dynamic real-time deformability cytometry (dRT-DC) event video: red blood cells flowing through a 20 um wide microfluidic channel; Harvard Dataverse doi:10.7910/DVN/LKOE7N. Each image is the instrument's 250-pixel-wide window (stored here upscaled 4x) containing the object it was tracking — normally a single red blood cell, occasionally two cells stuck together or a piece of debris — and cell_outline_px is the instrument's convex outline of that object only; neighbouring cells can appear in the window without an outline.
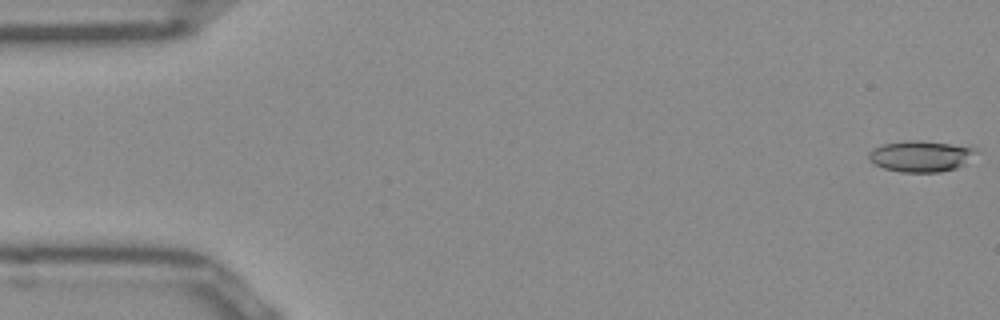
{"species": "Egyptian fruit bat (a non-hibernating species)", "species_latin": "Rousettus aegyptiacus", "temperature_condition": "room temperature", "stored_images_in_passage": 51, "camera_frame_rate_fps": 3000, "um_per_image_px": 0.085, "frame": {"image": 1, "passage_image": 1, "time_ms": 0.0, "image_size_px": [1000, 320], "cell_outline_px": [[980, 152], [964, 164], [956, 168], [940, 172], [900, 172], [884, 168], [876, 164], [868, 156], [868, 152], [872, 148], [884, 144], [912, 140], [916, 140], [948, 144], [976, 148]], "centroid_in_image_um": [78.29, 13.28], "position_along_channel_um": 6.7, "area_um2": 19.25}}
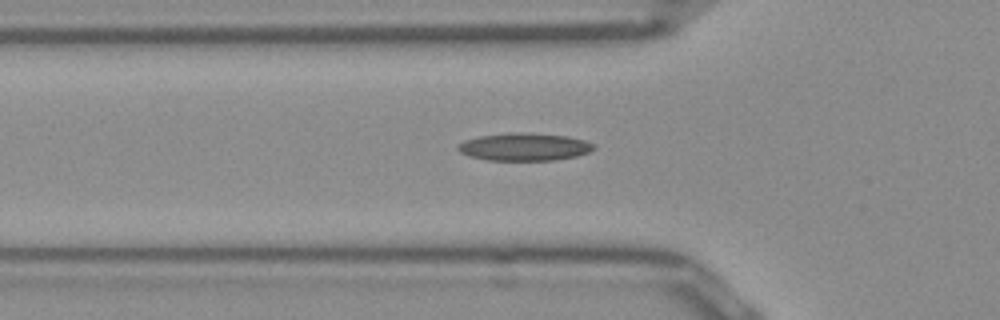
{"frame": {"image": 2, "passage_image": 17, "time_ms": 5.333, "image_size_px": [1000, 320], "cell_outline_px": [[596, 148], [588, 152], [576, 156], [552, 160], [488, 160], [472, 156], [460, 152], [456, 148], [456, 144], [464, 140], [480, 136], [512, 132], [524, 132], [568, 136], [584, 140], [596, 144]], "centroid_in_image_um": [44.57, 12.47], "position_along_channel_um": 81.2, "area_um2": 21.91}}
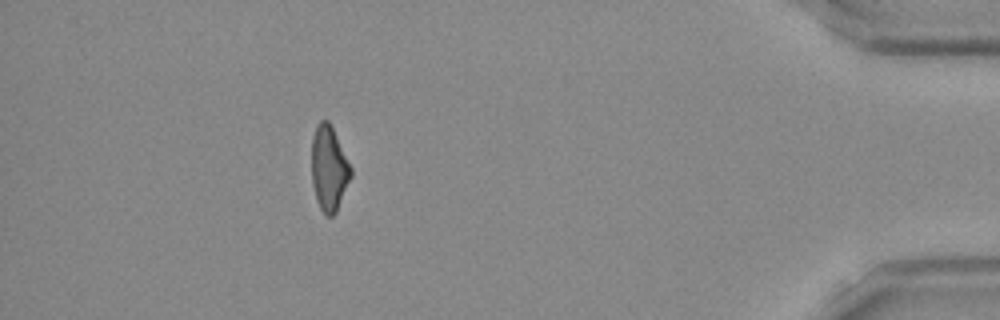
{"frame": {"image": 3, "passage_image": 46, "time_ms": 15.0, "image_size_px": [1000, 320], "cell_outline_px": [[352, 176], [336, 212], [332, 216], [328, 216], [320, 208], [316, 200], [312, 184], [312, 136], [316, 124], [320, 120], [328, 120], [332, 124], [352, 168]], "centroid_in_image_um": [27.97, 14.27], "position_along_channel_um": 407.2, "area_um2": 19.71}, "authors_computed_cell_mechanics": {"area_um2": 19.8832, "velocity_mm_per_s": 3.949, "shape_relaxation_time_tau1_ms": null, "shape_relaxation_time_tau2_ms": 4.7741, "deformation_change_tau1": null, "deformation_change_tau2": 0.1506}}